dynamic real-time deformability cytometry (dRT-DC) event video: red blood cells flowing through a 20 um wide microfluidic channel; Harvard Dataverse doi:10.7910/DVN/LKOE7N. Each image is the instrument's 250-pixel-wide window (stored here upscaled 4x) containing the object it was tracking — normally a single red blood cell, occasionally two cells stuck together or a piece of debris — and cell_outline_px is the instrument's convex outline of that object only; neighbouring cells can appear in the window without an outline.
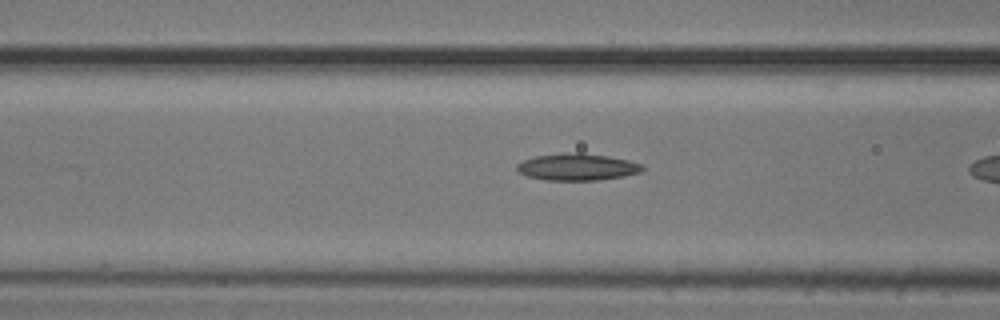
{"species": "common noctule bat (a hibernating species)", "species_latin": "Nyctalus noctula", "temperature_condition": "cold", "stored_images_in_passage": 17, "camera_frame_rate_fps": 3000, "um_per_image_px": 0.085, "animal": {"sex": "male", "body_mass_g": 20.5, "forearm_length_mm": 52.5}, "frame": {"image": 1, "passage_image": 15, "time_ms": 4.667, "image_size_px": [1000, 320], "cell_outline_px": [[644, 168], [640, 172], [624, 176], [600, 180], [544, 180], [528, 176], [520, 172], [516, 168], [516, 164], [524, 160], [536, 156], [560, 152], [580, 152], [608, 156], [628, 160], [644, 164]], "centroid_in_image_um": [49.08, 14.18], "position_along_channel_um": 117.5, "area_um2": 19.83}}